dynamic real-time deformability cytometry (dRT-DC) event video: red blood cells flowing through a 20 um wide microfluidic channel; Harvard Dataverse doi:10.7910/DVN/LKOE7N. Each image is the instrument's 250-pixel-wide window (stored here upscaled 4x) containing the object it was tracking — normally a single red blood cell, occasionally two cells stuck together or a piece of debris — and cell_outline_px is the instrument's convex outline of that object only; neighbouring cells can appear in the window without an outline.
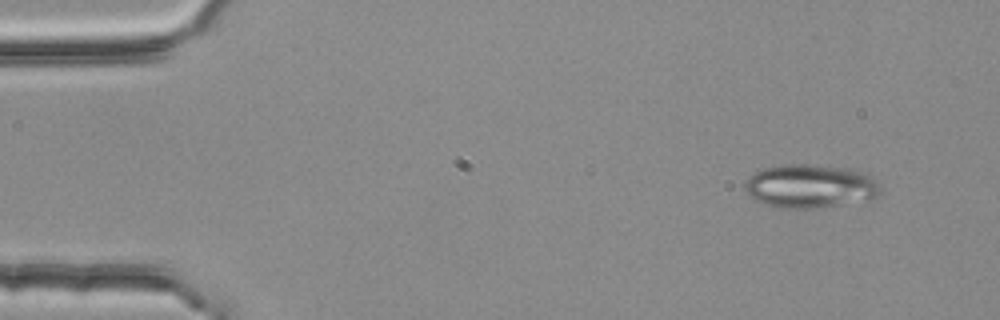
{"species": "common noctule bat (a hibernating species)", "species_latin": "Nyctalus noctula", "temperature_condition": "room temperature", "stored_images_in_passage": 3, "camera_frame_rate_fps": 3000, "um_per_image_px": 0.085, "animal": {"sex": "female", "body_mass_g": 25.1}, "frame": {"image": 1, "passage_image": 1, "time_ms": 0.0, "image_size_px": [1000, 320], "cell_outline_px": [[880, 192], [872, 200], [808, 208], [788, 208], [764, 204], [748, 196], [744, 188], [744, 184], [748, 176], [764, 168], [788, 164], [804, 164], [852, 168], [864, 172], [872, 176], [880, 184]], "centroid_in_image_um": [68.89, 15.81], "position_along_channel_um": 16.1, "area_um2": 34.51}}